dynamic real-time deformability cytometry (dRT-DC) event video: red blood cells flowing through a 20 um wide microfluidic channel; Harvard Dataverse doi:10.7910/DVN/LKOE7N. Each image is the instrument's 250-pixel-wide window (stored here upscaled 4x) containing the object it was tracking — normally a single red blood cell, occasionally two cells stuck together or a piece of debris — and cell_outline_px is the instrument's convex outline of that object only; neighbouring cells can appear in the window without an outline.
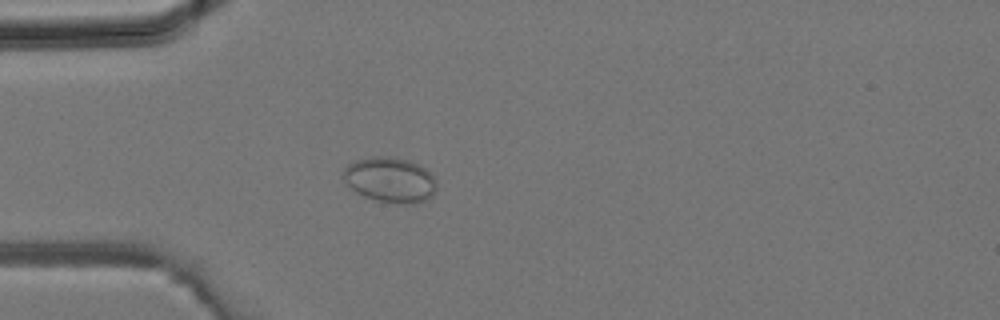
{"species": "common noctule bat (a hibernating species)", "species_latin": "Nyctalus noctula", "temperature_condition": "room temperature", "stored_images_in_passage": 37, "camera_frame_rate_fps": 3000, "um_per_image_px": 0.085, "animal": {"sex": "male", "body_mass_g": 19.2, "forearm_length_mm": 51.8}, "frame": {"image": 1, "passage_image": 11, "time_ms": 3.333, "image_size_px": [1000, 320], "cell_outline_px": [[436, 188], [432, 196], [424, 200], [412, 204], [376, 200], [364, 196], [356, 192], [344, 180], [344, 168], [348, 164], [356, 160], [372, 156], [388, 156], [408, 160], [420, 164], [436, 180]], "centroid_in_image_um": [33.16, 15.26], "position_along_channel_um": 51.8, "area_um2": 24.33}}
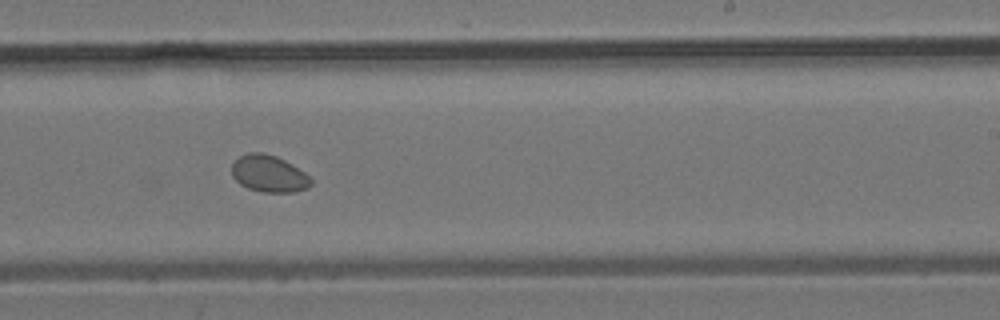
{"frame": {"image": 2, "passage_image": 23, "time_ms": 7.333, "image_size_px": [1000, 320], "cell_outline_px": [[312, 184], [308, 188], [292, 192], [264, 192], [248, 188], [240, 184], [232, 176], [232, 164], [240, 156], [248, 152], [264, 152], [276, 156], [292, 164], [304, 172], [312, 180]], "centroid_in_image_um": [22.85, 14.76], "position_along_channel_um": 266.1, "area_um2": 16.99}}
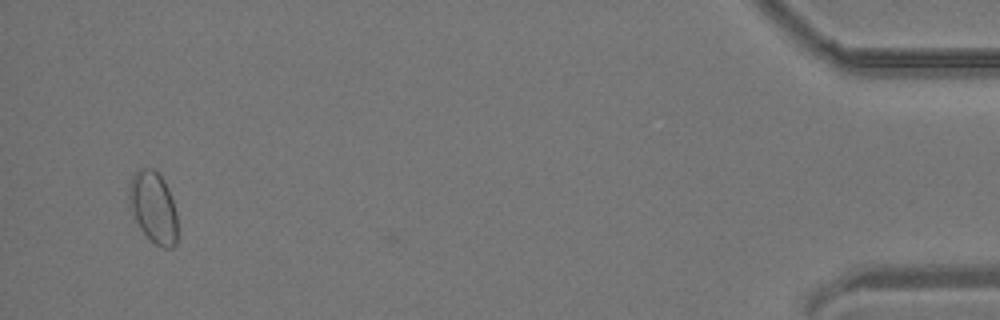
{"frame": {"image": 3, "passage_image": 36, "time_ms": 11.667, "image_size_px": [1000, 320], "cell_outline_px": [[176, 244], [172, 248], [164, 248], [156, 244], [140, 228], [128, 204], [128, 188], [132, 176], [140, 168], [152, 168], [164, 180], [168, 188], [176, 212]], "centroid_in_image_um": [13.02, 17.6], "position_along_channel_um": 422.2, "area_um2": 19.94}}